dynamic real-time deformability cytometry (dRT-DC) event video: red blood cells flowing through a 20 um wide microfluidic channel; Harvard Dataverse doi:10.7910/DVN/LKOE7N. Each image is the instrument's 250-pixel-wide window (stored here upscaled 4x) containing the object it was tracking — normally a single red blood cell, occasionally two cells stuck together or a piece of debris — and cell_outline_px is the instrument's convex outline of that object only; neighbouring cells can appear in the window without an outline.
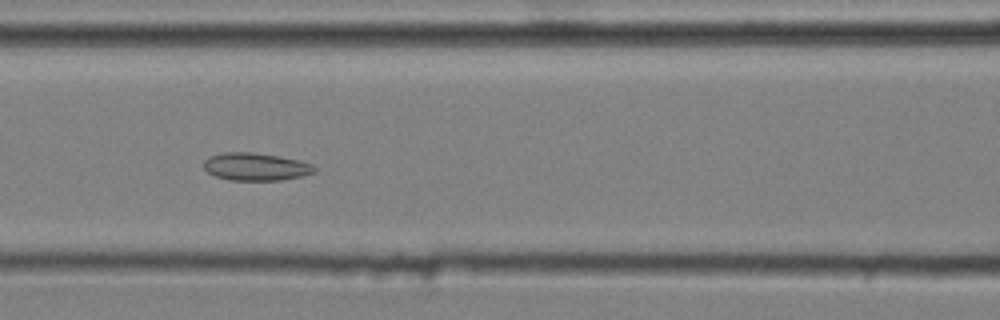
{"species": "common noctule bat (a hibernating species)", "species_latin": "Nyctalus noctula", "temperature_condition": "cold", "stored_images_in_passage": 50, "camera_frame_rate_fps": 3000, "um_per_image_px": 0.085, "animal": {"sex": "male", "body_mass_g": 20.4}, "frame": {"image": 1, "passage_image": 21, "time_ms": 6.667, "image_size_px": [1000, 320], "cell_outline_px": [[316, 172], [300, 176], [280, 180], [228, 180], [216, 176], [208, 172], [204, 168], [204, 160], [208, 156], [224, 152], [252, 152], [280, 156], [300, 160], [312, 164], [316, 168]], "centroid_in_image_um": [21.73, 14.16], "position_along_channel_um": 144.9, "area_um2": 17.92}}
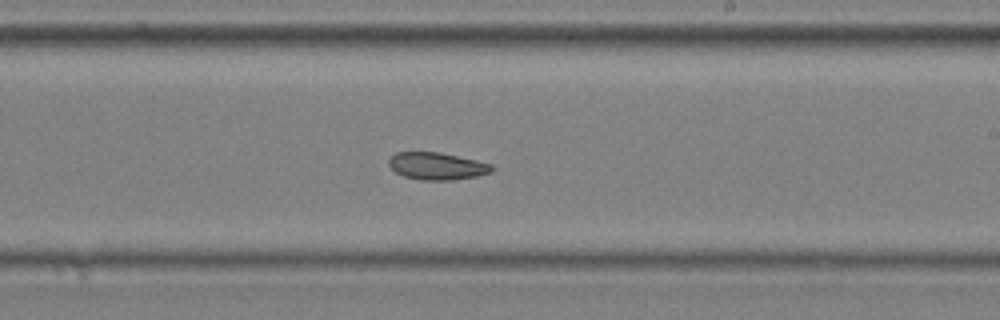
{"frame": {"image": 2, "passage_image": 30, "time_ms": 9.667, "image_size_px": [1000, 320], "cell_outline_px": [[496, 168], [492, 172], [476, 176], [452, 180], [420, 180], [404, 176], [396, 172], [388, 164], [388, 160], [396, 152], [440, 152], [476, 160], [492, 164]], "centroid_in_image_um": [37.17, 14.11], "position_along_channel_um": 251.8, "area_um2": 16.42}}
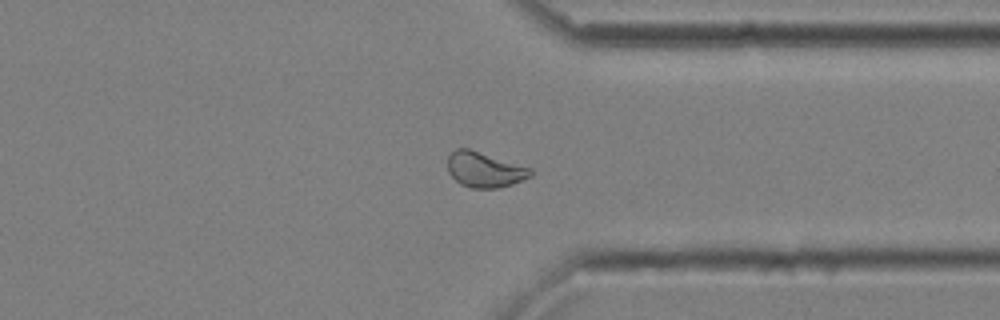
{"frame": {"image": 3, "passage_image": 40, "time_ms": 13.0, "image_size_px": [1000, 320], "cell_outline_px": [[532, 176], [512, 184], [496, 188], [468, 188], [460, 184], [448, 172], [448, 156], [456, 148], [468, 148], [532, 168]], "centroid_in_image_um": [41.18, 14.42], "position_along_channel_um": 370.2, "area_um2": 17.05}, "authors_computed_cell_mechanics": {"area_um2": 17.9758, "velocity_mm_per_s": 3.584, "shape_relaxation_time_tau1_ms": null, "shape_relaxation_time_tau2_ms": 5.6503, "deformation_change_tau1": null, "deformation_change_tau2": 0.1082}}